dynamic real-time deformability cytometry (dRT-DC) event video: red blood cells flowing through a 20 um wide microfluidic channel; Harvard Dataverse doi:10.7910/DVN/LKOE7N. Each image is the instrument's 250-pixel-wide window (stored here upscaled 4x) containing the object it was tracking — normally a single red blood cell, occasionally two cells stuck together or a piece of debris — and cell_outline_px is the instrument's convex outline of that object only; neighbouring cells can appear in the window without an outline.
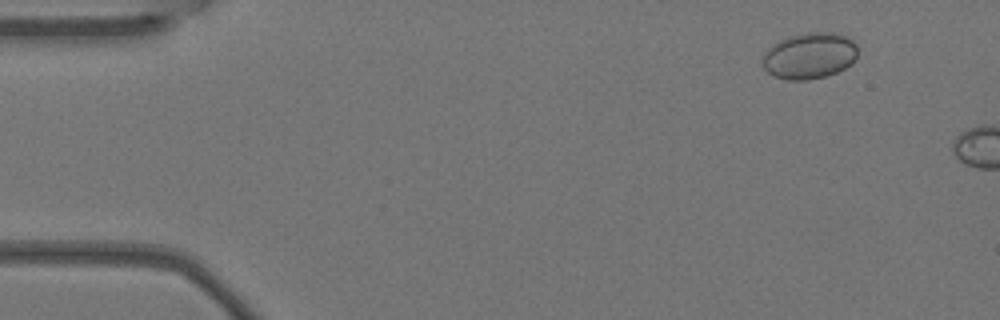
{"species": "Egyptian fruit bat (a non-hibernating species)", "species_latin": "Rousettus aegyptiacus", "temperature_condition": "warm", "stored_images_in_passage": 3, "camera_frame_rate_fps": 3000, "um_per_image_px": 0.085, "animal": {"sex": "female"}, "frame": {"image": 1, "passage_image": 2, "time_ms": 0.333, "image_size_px": [1000, 320], "cell_outline_px": [[856, 60], [852, 64], [836, 72], [824, 76], [808, 80], [784, 80], [768, 72], [764, 68], [764, 56], [768, 48], [780, 40], [792, 36], [808, 32], [832, 32], [848, 36], [856, 40]], "centroid_in_image_um": [68.86, 4.73], "position_along_channel_um": 16.1, "area_um2": 25.55}}